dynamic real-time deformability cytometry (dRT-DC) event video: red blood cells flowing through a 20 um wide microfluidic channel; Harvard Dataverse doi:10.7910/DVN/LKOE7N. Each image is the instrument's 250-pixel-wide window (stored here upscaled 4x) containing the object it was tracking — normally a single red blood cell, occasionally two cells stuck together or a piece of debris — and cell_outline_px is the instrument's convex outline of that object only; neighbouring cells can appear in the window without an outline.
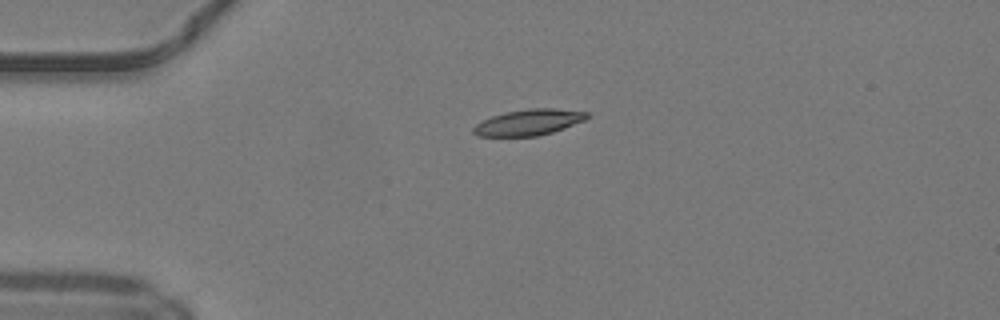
{"species": "common noctule bat (a hibernating species)", "species_latin": "Nyctalus noctula", "temperature_condition": "warm", "stored_images_in_passage": 5, "camera_frame_rate_fps": 3000, "um_per_image_px": 0.085, "animal": {"sex": "male", "body_mass_g": 19.2, "forearm_length_mm": 51.8}, "frame": {"image": 1, "passage_image": 1, "time_ms": 0.0, "image_size_px": [1000, 320], "cell_outline_px": [[588, 116], [584, 120], [564, 128], [552, 132], [536, 136], [476, 136], [472, 132], [472, 128], [476, 124], [492, 116], [504, 112], [528, 108], [556, 108], [588, 112]], "centroid_in_image_um": [44.91, 10.39], "position_along_channel_um": 40.1, "area_um2": 17.17}}